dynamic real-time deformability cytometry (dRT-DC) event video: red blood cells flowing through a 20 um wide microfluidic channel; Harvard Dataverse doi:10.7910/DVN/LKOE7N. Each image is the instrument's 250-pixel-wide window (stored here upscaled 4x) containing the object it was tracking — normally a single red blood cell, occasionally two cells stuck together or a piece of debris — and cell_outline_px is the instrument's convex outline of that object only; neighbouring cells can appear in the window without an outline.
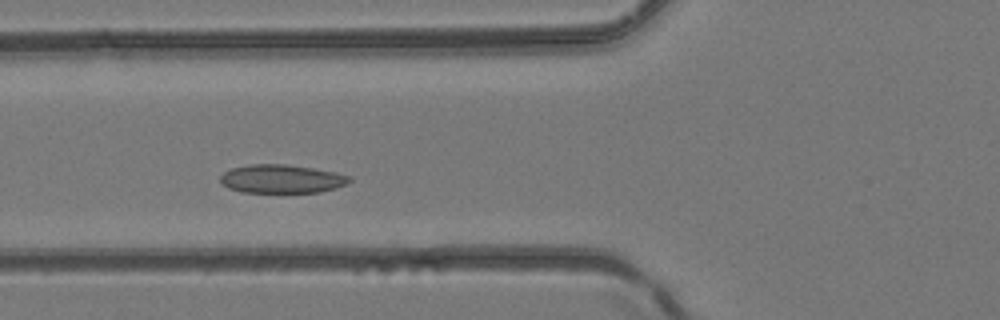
{"species": "common noctule bat (a hibernating species)", "species_latin": "Nyctalus noctula", "temperature_condition": "room temperature", "stored_images_in_passage": 2, "camera_frame_rate_fps": 3000, "um_per_image_px": 0.085, "animal": {"sex": "female", "body_mass_g": 24.6, "forearm_length_mm": 56.2}, "frame": {"image": 1, "passage_image": 2, "time_ms": 0.333, "image_size_px": [1000, 320], "cell_outline_px": [[352, 180], [336, 188], [320, 192], [240, 192], [228, 188], [220, 180], [220, 176], [224, 172], [232, 168], [252, 164], [284, 164], [312, 168], [336, 172], [352, 176]], "centroid_in_image_um": [23.95, 15.2], "position_along_channel_um": 101.8, "area_um2": 21.39}}